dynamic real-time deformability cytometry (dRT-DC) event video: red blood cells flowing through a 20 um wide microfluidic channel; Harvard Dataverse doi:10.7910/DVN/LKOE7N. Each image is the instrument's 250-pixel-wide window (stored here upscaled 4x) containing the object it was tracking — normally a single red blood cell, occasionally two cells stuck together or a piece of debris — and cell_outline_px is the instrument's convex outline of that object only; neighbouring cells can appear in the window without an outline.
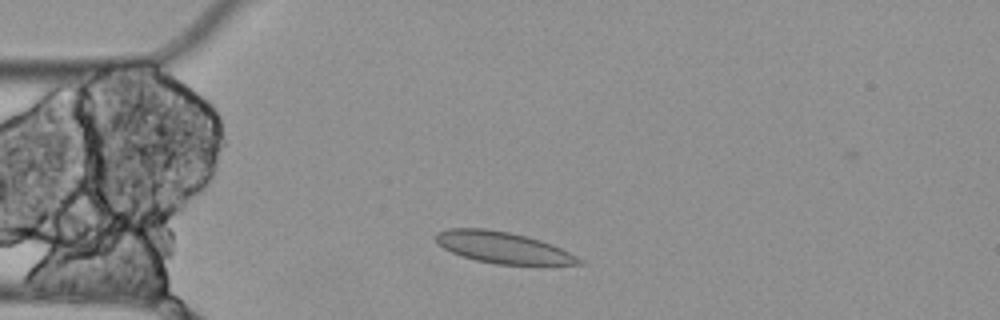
{"species": "Egyptian fruit bat (a non-hibernating species)", "species_latin": "Rousettus aegyptiacus", "temperature_condition": "cold", "stored_images_in_passage": 3, "camera_frame_rate_fps": 3000, "um_per_image_px": 0.085, "animal": {"sex": "female"}, "frame": {"image": 1, "passage_image": 2, "time_ms": 0.333, "image_size_px": [1000, 320], "cell_outline_px": [[584, 264], [496, 264], [476, 260], [452, 252], [436, 244], [432, 236], [436, 232], [448, 228], [484, 228], [508, 232], [540, 240], [552, 244], [584, 260]], "centroid_in_image_um": [42.68, 21.02], "position_along_channel_um": 42.3, "area_um2": 26.01}}